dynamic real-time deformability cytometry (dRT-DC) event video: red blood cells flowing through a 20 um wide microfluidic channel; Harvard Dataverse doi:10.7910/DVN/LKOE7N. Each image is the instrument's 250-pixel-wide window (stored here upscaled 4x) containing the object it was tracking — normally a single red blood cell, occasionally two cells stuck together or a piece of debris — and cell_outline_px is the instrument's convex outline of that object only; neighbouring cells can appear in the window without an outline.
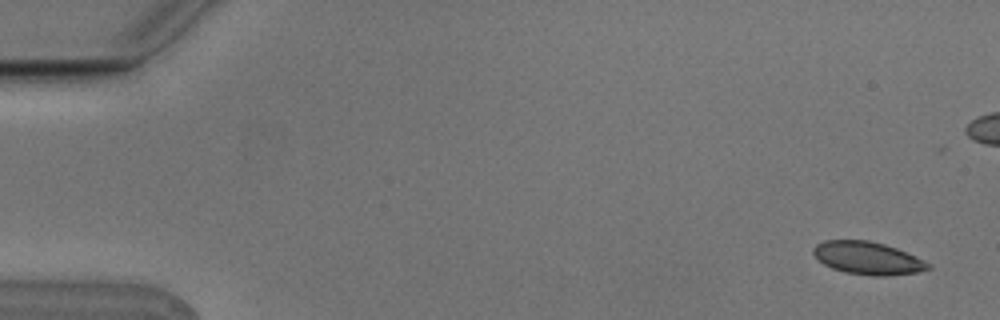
{"species": "Egyptian fruit bat (a non-hibernating species)", "species_latin": "Rousettus aegyptiacus", "temperature_condition": "cold", "stored_images_in_passage": 5, "camera_frame_rate_fps": 3000, "um_per_image_px": 0.085, "animal": {"sex": "male"}, "frame": {"image": 1, "passage_image": 1, "time_ms": 0.0, "image_size_px": [1000, 320], "cell_outline_px": [[932, 268], [916, 272], [888, 276], [872, 276], [844, 272], [832, 268], [824, 264], [812, 252], [812, 248], [816, 244], [824, 240], [868, 240], [884, 244], [896, 248], [924, 260], [932, 264]], "centroid_in_image_um": [73.76, 21.94], "position_along_channel_um": 11.2, "area_um2": 21.91}}